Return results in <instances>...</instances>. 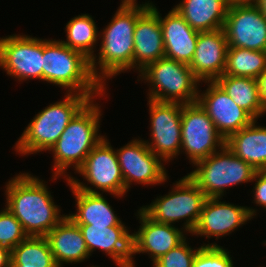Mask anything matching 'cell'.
<instances>
[{"instance_id": "cell-1", "label": "cell", "mask_w": 266, "mask_h": 267, "mask_svg": "<svg viewBox=\"0 0 266 267\" xmlns=\"http://www.w3.org/2000/svg\"><path fill=\"white\" fill-rule=\"evenodd\" d=\"M29 173H19L5 185V207L28 236L45 237L66 215L55 205L47 184Z\"/></svg>"}, {"instance_id": "cell-2", "label": "cell", "mask_w": 266, "mask_h": 267, "mask_svg": "<svg viewBox=\"0 0 266 267\" xmlns=\"http://www.w3.org/2000/svg\"><path fill=\"white\" fill-rule=\"evenodd\" d=\"M151 3L147 1L137 6H119L111 21L100 33L99 55L98 58L95 55L90 60V66L93 75L104 88L106 79L133 69L136 22Z\"/></svg>"}, {"instance_id": "cell-3", "label": "cell", "mask_w": 266, "mask_h": 267, "mask_svg": "<svg viewBox=\"0 0 266 267\" xmlns=\"http://www.w3.org/2000/svg\"><path fill=\"white\" fill-rule=\"evenodd\" d=\"M42 81L67 89L66 93L103 97L106 92L92 73L90 59L62 40L43 39Z\"/></svg>"}, {"instance_id": "cell-4", "label": "cell", "mask_w": 266, "mask_h": 267, "mask_svg": "<svg viewBox=\"0 0 266 267\" xmlns=\"http://www.w3.org/2000/svg\"><path fill=\"white\" fill-rule=\"evenodd\" d=\"M101 115V107L91 99L70 121L49 150L54 159L52 179L63 176L68 179V168L73 166L74 171H77L86 156L105 138V135L99 134Z\"/></svg>"}, {"instance_id": "cell-5", "label": "cell", "mask_w": 266, "mask_h": 267, "mask_svg": "<svg viewBox=\"0 0 266 267\" xmlns=\"http://www.w3.org/2000/svg\"><path fill=\"white\" fill-rule=\"evenodd\" d=\"M63 101L50 104L36 114L15 143L21 155L49 151L74 116L91 100L101 96L65 93Z\"/></svg>"}, {"instance_id": "cell-6", "label": "cell", "mask_w": 266, "mask_h": 267, "mask_svg": "<svg viewBox=\"0 0 266 267\" xmlns=\"http://www.w3.org/2000/svg\"><path fill=\"white\" fill-rule=\"evenodd\" d=\"M139 76L150 85L149 100L181 104L197 102L198 85L202 82L189 65L162 57L148 64Z\"/></svg>"}, {"instance_id": "cell-7", "label": "cell", "mask_w": 266, "mask_h": 267, "mask_svg": "<svg viewBox=\"0 0 266 267\" xmlns=\"http://www.w3.org/2000/svg\"><path fill=\"white\" fill-rule=\"evenodd\" d=\"M194 166L187 175L207 198H222L227 187L252 182L256 172L226 146Z\"/></svg>"}, {"instance_id": "cell-8", "label": "cell", "mask_w": 266, "mask_h": 267, "mask_svg": "<svg viewBox=\"0 0 266 267\" xmlns=\"http://www.w3.org/2000/svg\"><path fill=\"white\" fill-rule=\"evenodd\" d=\"M171 192L164 196H157L150 205L140 209L152 220L158 223L170 224L185 220L182 229L191 234L194 230L205 200L206 195L188 177H182L173 183Z\"/></svg>"}, {"instance_id": "cell-9", "label": "cell", "mask_w": 266, "mask_h": 267, "mask_svg": "<svg viewBox=\"0 0 266 267\" xmlns=\"http://www.w3.org/2000/svg\"><path fill=\"white\" fill-rule=\"evenodd\" d=\"M105 137L86 156L84 163L75 171L82 175L93 187H88L85 183L75 177H69L68 182L82 191L90 193L107 192L113 197H123L125 195L124 178L118 162L115 149ZM99 189V191L97 190Z\"/></svg>"}, {"instance_id": "cell-10", "label": "cell", "mask_w": 266, "mask_h": 267, "mask_svg": "<svg viewBox=\"0 0 266 267\" xmlns=\"http://www.w3.org/2000/svg\"><path fill=\"white\" fill-rule=\"evenodd\" d=\"M181 132L180 153L185 151L192 165L225 146L226 140L198 102L182 104Z\"/></svg>"}, {"instance_id": "cell-11", "label": "cell", "mask_w": 266, "mask_h": 267, "mask_svg": "<svg viewBox=\"0 0 266 267\" xmlns=\"http://www.w3.org/2000/svg\"><path fill=\"white\" fill-rule=\"evenodd\" d=\"M151 140L148 148L163 162H170L181 150L182 104L149 100Z\"/></svg>"}, {"instance_id": "cell-12", "label": "cell", "mask_w": 266, "mask_h": 267, "mask_svg": "<svg viewBox=\"0 0 266 267\" xmlns=\"http://www.w3.org/2000/svg\"><path fill=\"white\" fill-rule=\"evenodd\" d=\"M43 40L13 34L0 38V67L7 75L26 81L42 80Z\"/></svg>"}, {"instance_id": "cell-13", "label": "cell", "mask_w": 266, "mask_h": 267, "mask_svg": "<svg viewBox=\"0 0 266 267\" xmlns=\"http://www.w3.org/2000/svg\"><path fill=\"white\" fill-rule=\"evenodd\" d=\"M124 178L125 194L130 185H158L167 181V170L163 160L155 155L143 139H132L121 148L115 149Z\"/></svg>"}, {"instance_id": "cell-14", "label": "cell", "mask_w": 266, "mask_h": 267, "mask_svg": "<svg viewBox=\"0 0 266 267\" xmlns=\"http://www.w3.org/2000/svg\"><path fill=\"white\" fill-rule=\"evenodd\" d=\"M223 30L229 47L266 51V19L255 4L230 3Z\"/></svg>"}, {"instance_id": "cell-15", "label": "cell", "mask_w": 266, "mask_h": 267, "mask_svg": "<svg viewBox=\"0 0 266 267\" xmlns=\"http://www.w3.org/2000/svg\"><path fill=\"white\" fill-rule=\"evenodd\" d=\"M204 83H208V87L203 92L199 90L197 102L225 140L255 120L247 111L239 107L215 81H204Z\"/></svg>"}, {"instance_id": "cell-16", "label": "cell", "mask_w": 266, "mask_h": 267, "mask_svg": "<svg viewBox=\"0 0 266 267\" xmlns=\"http://www.w3.org/2000/svg\"><path fill=\"white\" fill-rule=\"evenodd\" d=\"M221 198H207L204 202L199 220L192 231V236H212L217 240L229 235L238 227L256 216V209L221 202Z\"/></svg>"}, {"instance_id": "cell-17", "label": "cell", "mask_w": 266, "mask_h": 267, "mask_svg": "<svg viewBox=\"0 0 266 267\" xmlns=\"http://www.w3.org/2000/svg\"><path fill=\"white\" fill-rule=\"evenodd\" d=\"M137 211L136 216H138L141 225L138 231L132 233L131 267H135L133 259L135 254L147 253L152 259L151 261L154 262L187 239V232L184 229L170 224L155 222L141 209Z\"/></svg>"}, {"instance_id": "cell-18", "label": "cell", "mask_w": 266, "mask_h": 267, "mask_svg": "<svg viewBox=\"0 0 266 267\" xmlns=\"http://www.w3.org/2000/svg\"><path fill=\"white\" fill-rule=\"evenodd\" d=\"M228 43L223 28L199 32L192 61L193 74L201 81H215L226 67Z\"/></svg>"}, {"instance_id": "cell-19", "label": "cell", "mask_w": 266, "mask_h": 267, "mask_svg": "<svg viewBox=\"0 0 266 267\" xmlns=\"http://www.w3.org/2000/svg\"><path fill=\"white\" fill-rule=\"evenodd\" d=\"M90 255L96 249L105 252L118 267H131L132 233L126 226H93L77 224Z\"/></svg>"}, {"instance_id": "cell-20", "label": "cell", "mask_w": 266, "mask_h": 267, "mask_svg": "<svg viewBox=\"0 0 266 267\" xmlns=\"http://www.w3.org/2000/svg\"><path fill=\"white\" fill-rule=\"evenodd\" d=\"M150 8L159 16L165 49V57L189 65L192 61L199 31L193 29L172 8L164 18L154 4Z\"/></svg>"}, {"instance_id": "cell-21", "label": "cell", "mask_w": 266, "mask_h": 267, "mask_svg": "<svg viewBox=\"0 0 266 267\" xmlns=\"http://www.w3.org/2000/svg\"><path fill=\"white\" fill-rule=\"evenodd\" d=\"M133 69L142 71L148 64L165 57L159 16L149 7L136 22Z\"/></svg>"}, {"instance_id": "cell-22", "label": "cell", "mask_w": 266, "mask_h": 267, "mask_svg": "<svg viewBox=\"0 0 266 267\" xmlns=\"http://www.w3.org/2000/svg\"><path fill=\"white\" fill-rule=\"evenodd\" d=\"M45 238L59 267L64 263H81L91 256L79 226L68 215Z\"/></svg>"}, {"instance_id": "cell-23", "label": "cell", "mask_w": 266, "mask_h": 267, "mask_svg": "<svg viewBox=\"0 0 266 267\" xmlns=\"http://www.w3.org/2000/svg\"><path fill=\"white\" fill-rule=\"evenodd\" d=\"M71 192L75 196L76 210L74 214H67L76 224H88L93 226H125L122 220L115 214L110 203L102 193H90L72 186L66 179Z\"/></svg>"}, {"instance_id": "cell-24", "label": "cell", "mask_w": 266, "mask_h": 267, "mask_svg": "<svg viewBox=\"0 0 266 267\" xmlns=\"http://www.w3.org/2000/svg\"><path fill=\"white\" fill-rule=\"evenodd\" d=\"M256 122L231 134L225 146L255 171H266V127L257 126Z\"/></svg>"}, {"instance_id": "cell-25", "label": "cell", "mask_w": 266, "mask_h": 267, "mask_svg": "<svg viewBox=\"0 0 266 267\" xmlns=\"http://www.w3.org/2000/svg\"><path fill=\"white\" fill-rule=\"evenodd\" d=\"M229 0H182L174 9L199 32L223 28Z\"/></svg>"}, {"instance_id": "cell-26", "label": "cell", "mask_w": 266, "mask_h": 267, "mask_svg": "<svg viewBox=\"0 0 266 267\" xmlns=\"http://www.w3.org/2000/svg\"><path fill=\"white\" fill-rule=\"evenodd\" d=\"M215 82L230 96L233 101L255 120L266 113L258 92L257 81L250 77L222 75Z\"/></svg>"}, {"instance_id": "cell-27", "label": "cell", "mask_w": 266, "mask_h": 267, "mask_svg": "<svg viewBox=\"0 0 266 267\" xmlns=\"http://www.w3.org/2000/svg\"><path fill=\"white\" fill-rule=\"evenodd\" d=\"M10 267H59L45 237L28 236L11 250Z\"/></svg>"}, {"instance_id": "cell-28", "label": "cell", "mask_w": 266, "mask_h": 267, "mask_svg": "<svg viewBox=\"0 0 266 267\" xmlns=\"http://www.w3.org/2000/svg\"><path fill=\"white\" fill-rule=\"evenodd\" d=\"M96 22L89 14L73 17L66 24V41L62 42L69 48L83 53L90 60L94 54L95 44L98 43L100 33ZM94 49V50H93Z\"/></svg>"}, {"instance_id": "cell-29", "label": "cell", "mask_w": 266, "mask_h": 267, "mask_svg": "<svg viewBox=\"0 0 266 267\" xmlns=\"http://www.w3.org/2000/svg\"><path fill=\"white\" fill-rule=\"evenodd\" d=\"M266 70V51L228 47L223 75L256 79Z\"/></svg>"}, {"instance_id": "cell-30", "label": "cell", "mask_w": 266, "mask_h": 267, "mask_svg": "<svg viewBox=\"0 0 266 267\" xmlns=\"http://www.w3.org/2000/svg\"><path fill=\"white\" fill-rule=\"evenodd\" d=\"M202 246H220L216 243L202 244L200 247L191 248L185 239L176 248L171 249L166 254L152 262L153 267H192V262L198 250Z\"/></svg>"}, {"instance_id": "cell-31", "label": "cell", "mask_w": 266, "mask_h": 267, "mask_svg": "<svg viewBox=\"0 0 266 267\" xmlns=\"http://www.w3.org/2000/svg\"><path fill=\"white\" fill-rule=\"evenodd\" d=\"M27 237L17 218L6 207L0 210V245L12 250Z\"/></svg>"}, {"instance_id": "cell-32", "label": "cell", "mask_w": 266, "mask_h": 267, "mask_svg": "<svg viewBox=\"0 0 266 267\" xmlns=\"http://www.w3.org/2000/svg\"><path fill=\"white\" fill-rule=\"evenodd\" d=\"M230 252L221 246H202L194 260L192 267H234Z\"/></svg>"}, {"instance_id": "cell-33", "label": "cell", "mask_w": 266, "mask_h": 267, "mask_svg": "<svg viewBox=\"0 0 266 267\" xmlns=\"http://www.w3.org/2000/svg\"><path fill=\"white\" fill-rule=\"evenodd\" d=\"M252 181H255L252 189L254 203L266 209V171H256Z\"/></svg>"}, {"instance_id": "cell-34", "label": "cell", "mask_w": 266, "mask_h": 267, "mask_svg": "<svg viewBox=\"0 0 266 267\" xmlns=\"http://www.w3.org/2000/svg\"><path fill=\"white\" fill-rule=\"evenodd\" d=\"M258 85V92L264 110L266 111V70H264L259 77L256 78Z\"/></svg>"}, {"instance_id": "cell-35", "label": "cell", "mask_w": 266, "mask_h": 267, "mask_svg": "<svg viewBox=\"0 0 266 267\" xmlns=\"http://www.w3.org/2000/svg\"><path fill=\"white\" fill-rule=\"evenodd\" d=\"M11 266V250L3 245H0V267Z\"/></svg>"}, {"instance_id": "cell-36", "label": "cell", "mask_w": 266, "mask_h": 267, "mask_svg": "<svg viewBox=\"0 0 266 267\" xmlns=\"http://www.w3.org/2000/svg\"><path fill=\"white\" fill-rule=\"evenodd\" d=\"M254 4L259 8V11L266 19V0H257Z\"/></svg>"}, {"instance_id": "cell-37", "label": "cell", "mask_w": 266, "mask_h": 267, "mask_svg": "<svg viewBox=\"0 0 266 267\" xmlns=\"http://www.w3.org/2000/svg\"><path fill=\"white\" fill-rule=\"evenodd\" d=\"M121 4L120 6H137L139 5L138 3H136V0H121Z\"/></svg>"}, {"instance_id": "cell-38", "label": "cell", "mask_w": 266, "mask_h": 267, "mask_svg": "<svg viewBox=\"0 0 266 267\" xmlns=\"http://www.w3.org/2000/svg\"><path fill=\"white\" fill-rule=\"evenodd\" d=\"M230 3H252L254 4L257 0H229Z\"/></svg>"}]
</instances>
